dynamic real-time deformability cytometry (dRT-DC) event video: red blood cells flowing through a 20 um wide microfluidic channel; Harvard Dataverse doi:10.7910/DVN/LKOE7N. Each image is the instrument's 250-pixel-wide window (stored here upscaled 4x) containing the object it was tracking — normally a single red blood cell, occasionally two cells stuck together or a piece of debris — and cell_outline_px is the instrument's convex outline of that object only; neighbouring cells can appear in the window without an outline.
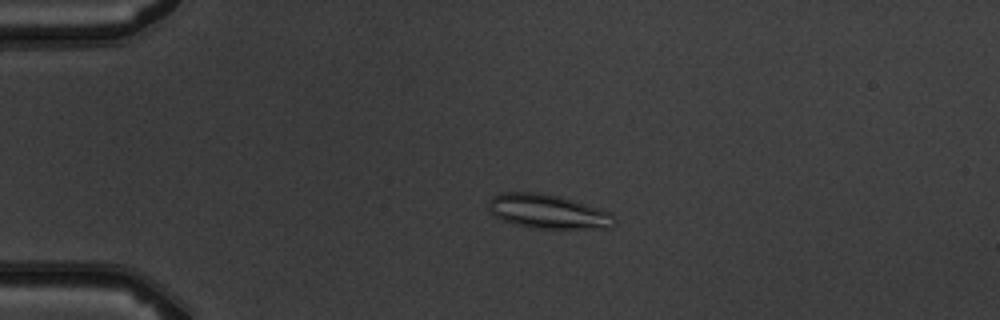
{"species": "common noctule bat (a hibernating species)", "species_latin": "Nyctalus noctula", "temperature_condition": "warm", "stored_images_in_passage": 5, "camera_frame_rate_fps": 3000, "um_per_image_px": 0.085, "animal": {"sex": "male", "body_mass_g": 19.5, "forearm_length_mm": 54.6}, "frame": {"image": 1, "passage_image": 4, "time_ms": 3.333, "image_size_px": [1000, 320], "cell_outline_px": [[616, 224], [612, 228], [528, 228], [504, 220], [496, 216], [488, 208], [488, 200], [492, 196], [500, 192], [540, 192], [560, 196], [612, 212]], "centroid_in_image_um": [46.59, 17.97], "position_along_channel_um": 38.4, "area_um2": 25.2}}